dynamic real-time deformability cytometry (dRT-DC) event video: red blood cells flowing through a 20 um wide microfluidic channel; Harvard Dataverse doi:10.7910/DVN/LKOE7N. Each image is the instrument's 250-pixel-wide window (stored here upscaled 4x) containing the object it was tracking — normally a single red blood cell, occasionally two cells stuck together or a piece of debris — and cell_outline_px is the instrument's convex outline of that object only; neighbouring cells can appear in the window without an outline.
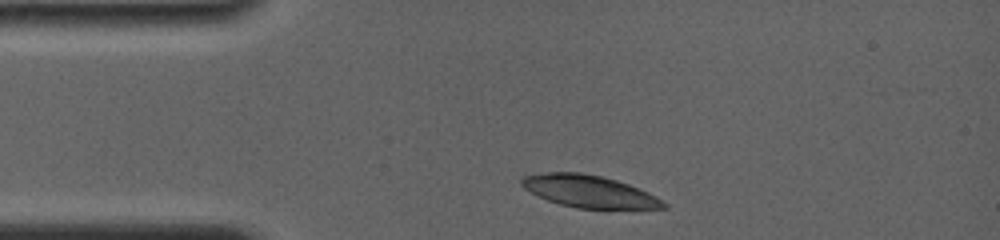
{"species": "common noctule bat (a hibernating species)", "species_latin": "Nyctalus noctula", "temperature_condition": "room temperature", "stored_images_in_passage": 2, "camera_frame_rate_fps": 4000, "um_per_image_px": 0.085, "animal": {"sex": "female", "body_mass_g": 19.0, "forearm_length_mm": 56.7}, "frame": {"image": 1, "passage_image": 1, "time_ms": 0.0, "image_size_px": [1000, 240], "cell_outline_px": [[668, 208], [576, 208], [560, 204], [548, 200], [524, 188], [520, 184], [520, 180], [524, 176], [548, 172], [580, 172], [604, 176], [628, 184], [648, 192], [656, 196], [668, 204]], "centroid_in_image_um": [50.09, 16.25], "position_along_channel_um": 34.9, "area_um2": 26.41}}